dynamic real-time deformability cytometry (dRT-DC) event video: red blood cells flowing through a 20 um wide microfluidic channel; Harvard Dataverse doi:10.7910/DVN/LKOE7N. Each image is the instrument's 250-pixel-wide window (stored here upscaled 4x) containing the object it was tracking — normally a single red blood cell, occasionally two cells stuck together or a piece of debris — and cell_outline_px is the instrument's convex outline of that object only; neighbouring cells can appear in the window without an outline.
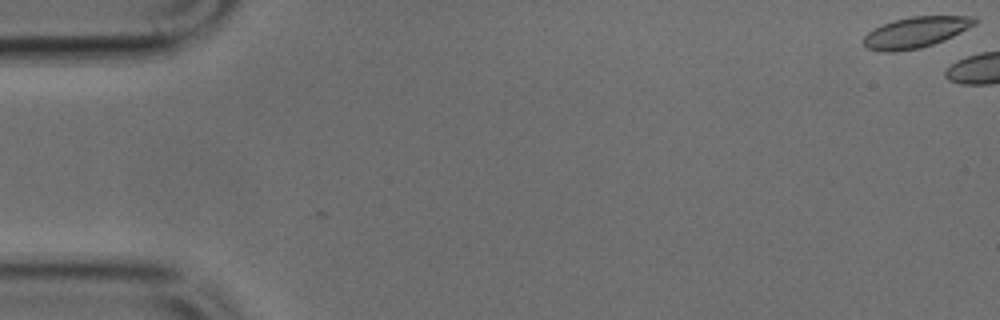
{"species": "common noctule bat (a hibernating species)", "species_latin": "Nyctalus noctula", "temperature_condition": "cold", "stored_images_in_passage": 4, "camera_frame_rate_fps": 3000, "um_per_image_px": 0.085, "animal": {"sex": "male", "body_mass_g": 17.9, "forearm_length_mm": 54.2}, "frame": {"image": 1, "passage_image": 1, "time_ms": 0.0, "image_size_px": [1000, 320], "cell_outline_px": [[976, 24], [944, 40], [920, 48], [896, 52], [880, 52], [868, 48], [864, 44], [864, 36], [868, 32], [884, 24], [896, 20], [912, 16], [976, 16]], "centroid_in_image_um": [77.84, 2.75], "position_along_channel_um": 7.2, "area_um2": 19.77}}